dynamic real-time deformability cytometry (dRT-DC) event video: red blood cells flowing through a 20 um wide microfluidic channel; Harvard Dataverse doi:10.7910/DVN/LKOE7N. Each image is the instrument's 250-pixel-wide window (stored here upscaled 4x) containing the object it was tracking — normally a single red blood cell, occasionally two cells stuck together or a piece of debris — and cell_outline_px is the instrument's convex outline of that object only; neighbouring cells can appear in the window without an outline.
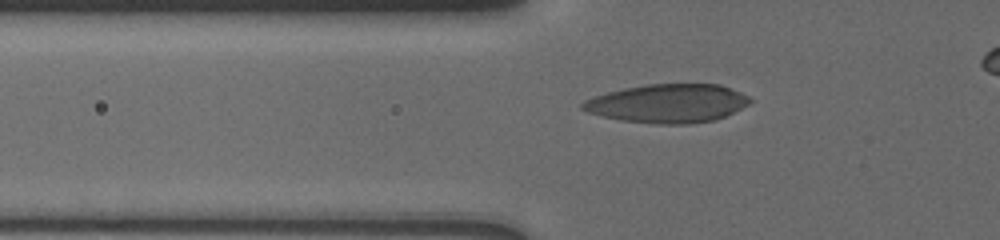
{"species": "human", "species_latin": "Homo sapiens", "temperature_condition": "cold", "stored_images_in_passage": 34, "camera_frame_rate_fps": 3000, "um_per_image_px": 0.085, "donor": {"sex": "male"}, "frame": {"image": 1, "passage_image": 6, "time_ms": 1.667, "image_size_px": [1000, 240], "cell_outline_px": [[752, 100], [748, 104], [716, 120], [688, 124], [656, 124], [620, 120], [600, 116], [588, 112], [580, 108], [580, 104], [584, 100], [592, 96], [624, 88], [648, 84], [720, 84], [740, 92], [748, 96]], "centroid_in_image_um": [56.71, 8.79], "position_along_channel_um": 69.1, "area_um2": 37.74}}
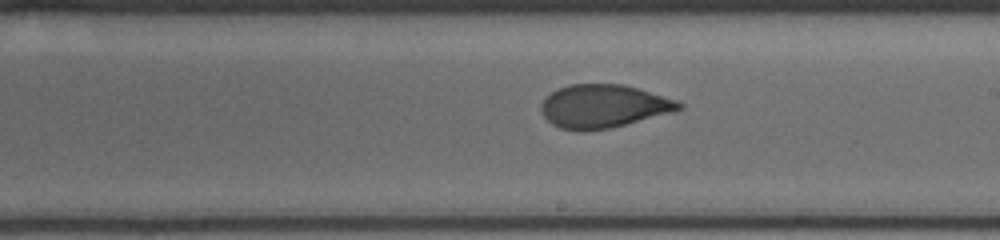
{"frame": {"image": 2, "passage_image": 17, "time_ms": 6.333, "image_size_px": [1000, 240], "cell_outline_px": [[684, 108], [676, 112], [608, 128], [560, 128], [552, 124], [544, 116], [540, 108], [540, 104], [552, 92], [568, 84], [624, 84], [676, 100], [684, 104]], "centroid_in_image_um": [51.35, 9.0], "position_along_channel_um": 237.7, "area_um2": 34.04}}
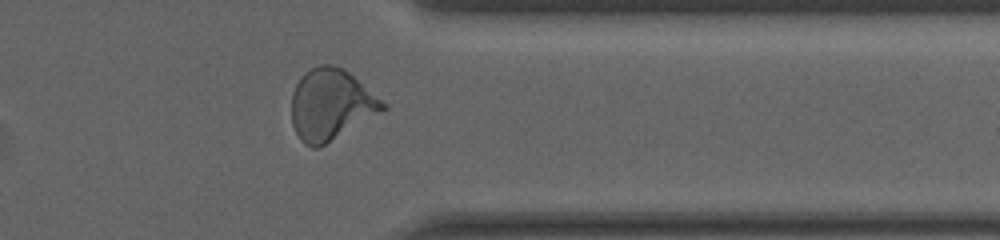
{"frame": {"image": 3, "passage_image": 28, "time_ms": 10.333, "image_size_px": [1000, 240], "cell_outline_px": [[388, 108], [324, 144], [316, 148], [312, 148], [304, 144], [300, 140], [292, 124], [292, 92], [300, 76], [304, 72], [320, 64], [332, 64], [344, 68], [388, 104]], "centroid_in_image_um": [28.12, 8.86], "position_along_channel_um": 383.3, "area_um2": 37.69}}